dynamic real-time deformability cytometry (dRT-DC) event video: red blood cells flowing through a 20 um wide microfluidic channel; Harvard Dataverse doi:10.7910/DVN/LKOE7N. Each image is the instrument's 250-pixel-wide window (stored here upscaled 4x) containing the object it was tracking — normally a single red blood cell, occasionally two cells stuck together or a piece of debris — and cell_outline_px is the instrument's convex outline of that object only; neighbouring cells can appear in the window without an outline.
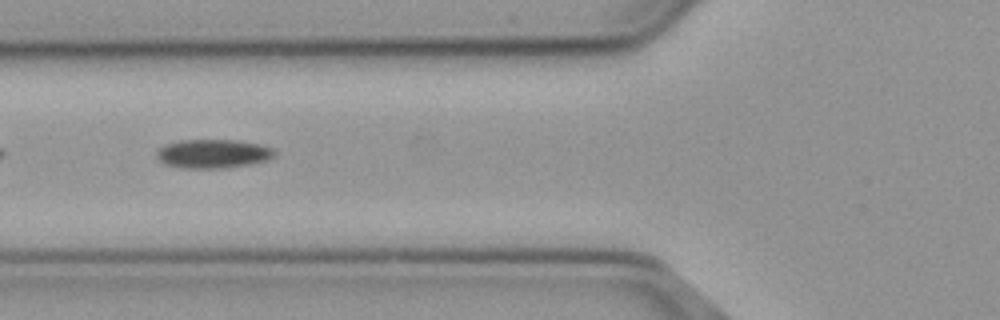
{"species": "common noctule bat (a hibernating species)", "species_latin": "Nyctalus noctula", "temperature_condition": "cold", "stored_images_in_passage": 26, "camera_frame_rate_fps": 3000, "um_per_image_px": 0.085, "animal": {"sex": "male", "body_mass_g": 23.1, "forearm_length_mm": 52.7}, "frame": {"image": 1, "passage_image": 5, "time_ms": 1.333, "image_size_px": [1000, 320], "cell_outline_px": [[276, 152], [272, 156], [264, 160], [248, 164], [224, 168], [180, 168], [164, 164], [156, 156], [156, 152], [160, 148], [168, 144], [180, 140], [236, 140], [260, 144], [272, 148]], "centroid_in_image_um": [18.07, 13.06], "position_along_channel_um": 107.7, "area_um2": 19.59}}
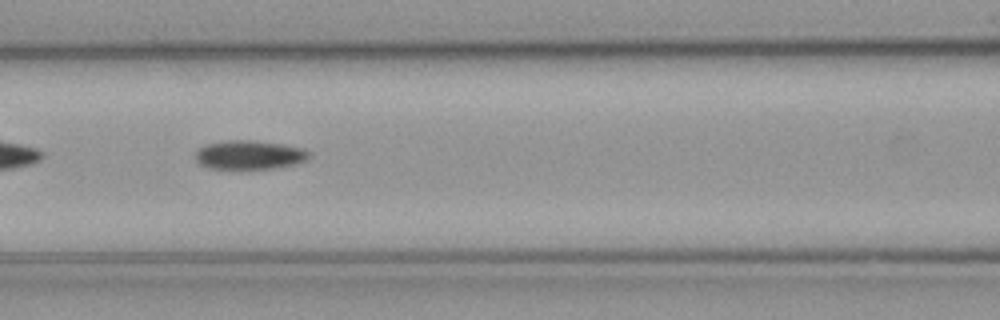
{"frame": {"image": 2, "passage_image": 8, "time_ms": 2.333, "image_size_px": [1000, 320], "cell_outline_px": [[308, 156], [304, 160], [292, 164], [272, 168], [208, 168], [200, 164], [196, 160], [196, 152], [204, 144], [228, 140], [248, 140], [284, 144], [304, 148], [308, 152]], "centroid_in_image_um": [21.15, 13.15], "position_along_channel_um": 145.4, "area_um2": 18.79}, "authors_computed_cell_mechanics": {"area_um2": 19.0162, "velocity_mm_per_s": 3.6965, "shape_relaxation_time_tau1_ms": 5.1962, "shape_relaxation_time_tau2_ms": null, "deformation_change_tau1": 0.1252, "deformation_change_tau2": null}}